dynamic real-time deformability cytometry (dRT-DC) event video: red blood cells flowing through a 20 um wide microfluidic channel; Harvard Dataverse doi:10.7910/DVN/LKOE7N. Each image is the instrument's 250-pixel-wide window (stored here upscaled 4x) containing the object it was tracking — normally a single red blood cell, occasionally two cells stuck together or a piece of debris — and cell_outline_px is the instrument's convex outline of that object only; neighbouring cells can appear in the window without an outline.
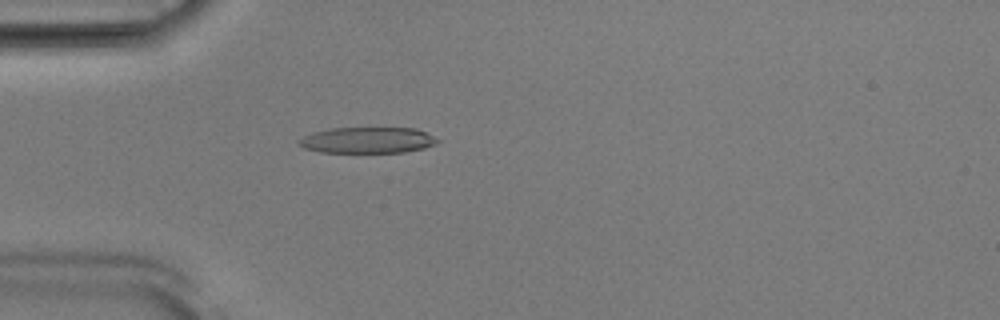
{"species": "Egyptian fruit bat (a non-hibernating species)", "species_latin": "Rousettus aegyptiacus", "temperature_condition": "room temperature", "stored_images_in_passage": 42, "camera_frame_rate_fps": 3000, "um_per_image_px": 0.085, "animal": {"sex": "male"}, "frame": {"image": 1, "passage_image": 5, "time_ms": 1.333, "image_size_px": [1000, 320], "cell_outline_px": [[440, 140], [436, 144], [424, 148], [404, 152], [320, 152], [304, 148], [296, 144], [296, 140], [312, 132], [332, 128], [416, 128]], "centroid_in_image_um": [31.19, 11.91], "position_along_channel_um": 53.8, "area_um2": 21.04}}
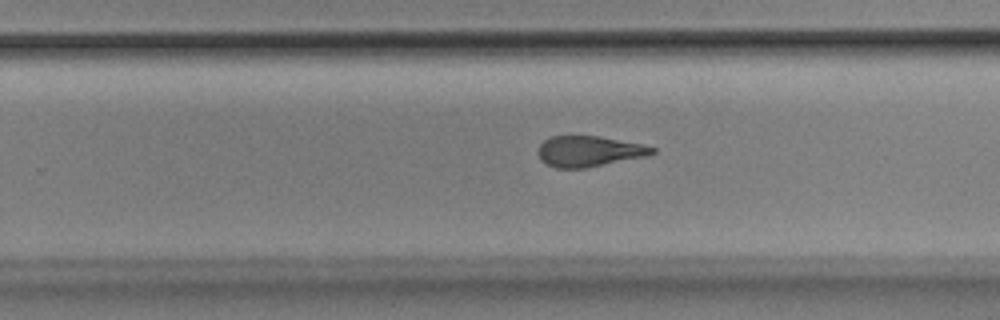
{"frame": {"image": 2, "passage_image": 23, "time_ms": 7.333, "image_size_px": [1000, 320], "cell_outline_px": [[656, 152], [644, 156], [584, 168], [556, 168], [540, 160], [540, 144], [544, 140], [552, 136], [600, 136], [640, 144], [656, 148]], "centroid_in_image_um": [50.05, 12.85], "position_along_channel_um": 279.7, "area_um2": 19.94}}
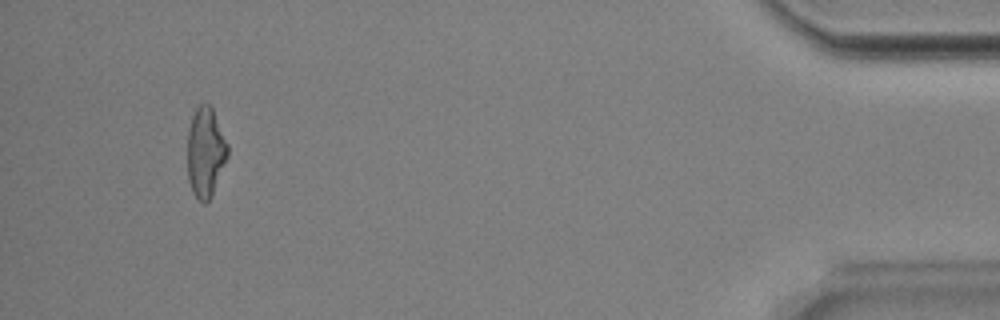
{"frame": {"image": 3, "passage_image": 39, "time_ms": 12.667, "image_size_px": [1000, 320], "cell_outline_px": [[228, 156], [212, 196], [204, 204], [192, 192], [188, 180], [188, 128], [192, 116], [196, 108], [200, 104], [208, 104], [212, 108], [228, 144]], "centroid_in_image_um": [17.47, 12.95], "position_along_channel_um": 417.7, "area_um2": 20.98}, "authors_computed_cell_mechanics": {"area_um2": 21.5016, "velocity_mm_per_s": 3.912, "shape_relaxation_time_tau1_ms": 7.6146, "shape_relaxation_time_tau2_ms": 2.3091, "deformation_change_tau1": 0.2023, "deformation_change_tau2": 0.1155}}